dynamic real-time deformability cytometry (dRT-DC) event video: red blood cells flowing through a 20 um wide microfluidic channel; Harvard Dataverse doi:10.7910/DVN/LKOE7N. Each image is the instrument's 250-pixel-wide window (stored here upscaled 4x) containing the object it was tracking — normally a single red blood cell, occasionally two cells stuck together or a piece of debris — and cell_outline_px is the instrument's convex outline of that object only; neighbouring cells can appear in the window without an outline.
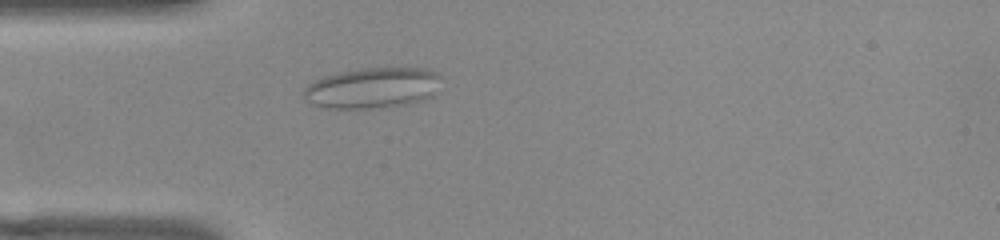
{"species": "common noctule bat (a hibernating species)", "species_latin": "Nyctalus noctula", "temperature_condition": "warm", "stored_images_in_passage": 43, "camera_frame_rate_fps": 3000, "um_per_image_px": 0.085, "animal": {"sex": "female", "body_mass_g": 22.0, "forearm_length_mm": 56.7}, "frame": {"image": 1, "passage_image": 4, "time_ms": 1.0, "image_size_px": [1000, 240], "cell_outline_px": [[440, 76], [432, 96], [424, 100], [404, 104], [376, 108], [324, 108], [312, 104], [304, 96], [304, 88], [308, 84], [324, 76], [340, 72], [360, 68], [428, 68], [436, 72]], "centroid_in_image_um": [31.64, 7.47], "position_along_channel_um": 53.4, "area_um2": 32.37}}
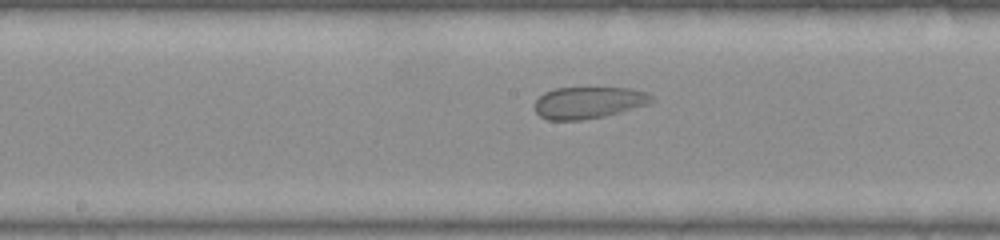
{"frame": {"image": 2, "passage_image": 16, "time_ms": 5.0, "image_size_px": [1000, 240], "cell_outline_px": [[656, 100], [648, 104], [620, 112], [604, 116], [580, 120], [548, 120], [540, 116], [536, 112], [536, 100], [544, 92], [556, 88], [632, 88], [648, 92]], "centroid_in_image_um": [50.06, 8.71], "position_along_channel_um": 198.1, "area_um2": 21.62}}
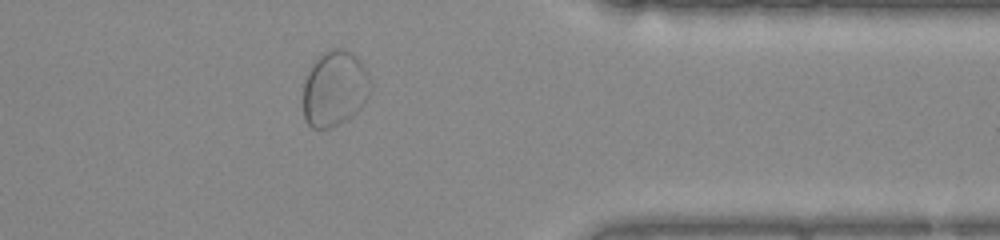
{"frame": {"image": 3, "passage_image": 32, "time_ms": 10.333, "image_size_px": [1000, 240], "cell_outline_px": [[368, 96], [364, 104], [352, 116], [328, 128], [312, 128], [304, 120], [304, 80], [312, 64], [324, 52], [336, 48], [344, 48], [352, 52], [360, 60], [368, 72]], "centroid_in_image_um": [28.43, 7.52], "position_along_channel_um": 383.0, "area_um2": 29.3}}